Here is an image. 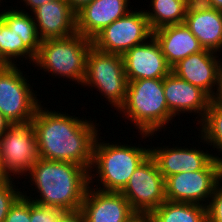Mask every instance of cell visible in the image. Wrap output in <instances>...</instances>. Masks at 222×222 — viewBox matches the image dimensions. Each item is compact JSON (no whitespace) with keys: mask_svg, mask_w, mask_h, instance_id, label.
<instances>
[{"mask_svg":"<svg viewBox=\"0 0 222 222\" xmlns=\"http://www.w3.org/2000/svg\"><path fill=\"white\" fill-rule=\"evenodd\" d=\"M216 52L203 49L180 60L171 68L178 78L203 90L212 100L217 99L219 88V59ZM215 55V56H214ZM217 88L216 93L213 87ZM215 94V95H214Z\"/></svg>","mask_w":222,"mask_h":222,"instance_id":"obj_13","label":"cell"},{"mask_svg":"<svg viewBox=\"0 0 222 222\" xmlns=\"http://www.w3.org/2000/svg\"><path fill=\"white\" fill-rule=\"evenodd\" d=\"M152 11L146 12L149 26L152 31L167 25L182 24L185 22L188 0H151Z\"/></svg>","mask_w":222,"mask_h":222,"instance_id":"obj_22","label":"cell"},{"mask_svg":"<svg viewBox=\"0 0 222 222\" xmlns=\"http://www.w3.org/2000/svg\"><path fill=\"white\" fill-rule=\"evenodd\" d=\"M220 185L219 183L215 188L210 202L206 203L207 222H222V186Z\"/></svg>","mask_w":222,"mask_h":222,"instance_id":"obj_29","label":"cell"},{"mask_svg":"<svg viewBox=\"0 0 222 222\" xmlns=\"http://www.w3.org/2000/svg\"><path fill=\"white\" fill-rule=\"evenodd\" d=\"M81 211L85 222H129L137 214L121 192H107L89 186Z\"/></svg>","mask_w":222,"mask_h":222,"instance_id":"obj_14","label":"cell"},{"mask_svg":"<svg viewBox=\"0 0 222 222\" xmlns=\"http://www.w3.org/2000/svg\"><path fill=\"white\" fill-rule=\"evenodd\" d=\"M10 122L0 113V136L10 127Z\"/></svg>","mask_w":222,"mask_h":222,"instance_id":"obj_34","label":"cell"},{"mask_svg":"<svg viewBox=\"0 0 222 222\" xmlns=\"http://www.w3.org/2000/svg\"><path fill=\"white\" fill-rule=\"evenodd\" d=\"M203 4L209 8L222 11V0H204Z\"/></svg>","mask_w":222,"mask_h":222,"instance_id":"obj_33","label":"cell"},{"mask_svg":"<svg viewBox=\"0 0 222 222\" xmlns=\"http://www.w3.org/2000/svg\"><path fill=\"white\" fill-rule=\"evenodd\" d=\"M164 79L129 81L126 98L119 108L143 137L156 134L168 121L174 119L164 96Z\"/></svg>","mask_w":222,"mask_h":222,"instance_id":"obj_3","label":"cell"},{"mask_svg":"<svg viewBox=\"0 0 222 222\" xmlns=\"http://www.w3.org/2000/svg\"><path fill=\"white\" fill-rule=\"evenodd\" d=\"M58 222H85V217L81 210L64 212Z\"/></svg>","mask_w":222,"mask_h":222,"instance_id":"obj_30","label":"cell"},{"mask_svg":"<svg viewBox=\"0 0 222 222\" xmlns=\"http://www.w3.org/2000/svg\"><path fill=\"white\" fill-rule=\"evenodd\" d=\"M26 6H30V11L35 10L37 7L43 5L44 3L52 2L54 0H23Z\"/></svg>","mask_w":222,"mask_h":222,"instance_id":"obj_32","label":"cell"},{"mask_svg":"<svg viewBox=\"0 0 222 222\" xmlns=\"http://www.w3.org/2000/svg\"><path fill=\"white\" fill-rule=\"evenodd\" d=\"M122 57L128 82L138 79H164L171 72V67L154 36L150 37L147 43L127 50Z\"/></svg>","mask_w":222,"mask_h":222,"instance_id":"obj_12","label":"cell"},{"mask_svg":"<svg viewBox=\"0 0 222 222\" xmlns=\"http://www.w3.org/2000/svg\"><path fill=\"white\" fill-rule=\"evenodd\" d=\"M65 1L75 12H78L83 6L89 4L93 0H65Z\"/></svg>","mask_w":222,"mask_h":222,"instance_id":"obj_31","label":"cell"},{"mask_svg":"<svg viewBox=\"0 0 222 222\" xmlns=\"http://www.w3.org/2000/svg\"><path fill=\"white\" fill-rule=\"evenodd\" d=\"M12 183L13 181L11 179H5L0 183V222H4L10 207L23 194L14 188L15 185Z\"/></svg>","mask_w":222,"mask_h":222,"instance_id":"obj_26","label":"cell"},{"mask_svg":"<svg viewBox=\"0 0 222 222\" xmlns=\"http://www.w3.org/2000/svg\"><path fill=\"white\" fill-rule=\"evenodd\" d=\"M149 216L152 222H207L206 206L168 200Z\"/></svg>","mask_w":222,"mask_h":222,"instance_id":"obj_21","label":"cell"},{"mask_svg":"<svg viewBox=\"0 0 222 222\" xmlns=\"http://www.w3.org/2000/svg\"><path fill=\"white\" fill-rule=\"evenodd\" d=\"M33 14L41 40L66 38L76 33V12L65 0L44 3Z\"/></svg>","mask_w":222,"mask_h":222,"instance_id":"obj_17","label":"cell"},{"mask_svg":"<svg viewBox=\"0 0 222 222\" xmlns=\"http://www.w3.org/2000/svg\"><path fill=\"white\" fill-rule=\"evenodd\" d=\"M121 193L138 215H150L167 200L165 179L151 156L135 170Z\"/></svg>","mask_w":222,"mask_h":222,"instance_id":"obj_9","label":"cell"},{"mask_svg":"<svg viewBox=\"0 0 222 222\" xmlns=\"http://www.w3.org/2000/svg\"><path fill=\"white\" fill-rule=\"evenodd\" d=\"M164 96L171 115L185 112L199 113L201 123L208 110L211 98L200 88L178 78L170 72L163 81Z\"/></svg>","mask_w":222,"mask_h":222,"instance_id":"obj_15","label":"cell"},{"mask_svg":"<svg viewBox=\"0 0 222 222\" xmlns=\"http://www.w3.org/2000/svg\"><path fill=\"white\" fill-rule=\"evenodd\" d=\"M29 58L35 60V56L24 46L22 39L0 19V60L5 65H16V58ZM14 60V61H13ZM13 61V62H12Z\"/></svg>","mask_w":222,"mask_h":222,"instance_id":"obj_24","label":"cell"},{"mask_svg":"<svg viewBox=\"0 0 222 222\" xmlns=\"http://www.w3.org/2000/svg\"><path fill=\"white\" fill-rule=\"evenodd\" d=\"M4 222H30V199L21 195L10 207Z\"/></svg>","mask_w":222,"mask_h":222,"instance_id":"obj_28","label":"cell"},{"mask_svg":"<svg viewBox=\"0 0 222 222\" xmlns=\"http://www.w3.org/2000/svg\"><path fill=\"white\" fill-rule=\"evenodd\" d=\"M83 85L96 87L119 111L125 101L128 86L123 57L100 51L92 45L87 54Z\"/></svg>","mask_w":222,"mask_h":222,"instance_id":"obj_6","label":"cell"},{"mask_svg":"<svg viewBox=\"0 0 222 222\" xmlns=\"http://www.w3.org/2000/svg\"><path fill=\"white\" fill-rule=\"evenodd\" d=\"M92 40L75 33L66 38L42 40L34 64L54 76L66 77L83 84L86 59Z\"/></svg>","mask_w":222,"mask_h":222,"instance_id":"obj_5","label":"cell"},{"mask_svg":"<svg viewBox=\"0 0 222 222\" xmlns=\"http://www.w3.org/2000/svg\"><path fill=\"white\" fill-rule=\"evenodd\" d=\"M150 156L155 160L164 179L169 176L202 170L214 157L210 153L194 148H151Z\"/></svg>","mask_w":222,"mask_h":222,"instance_id":"obj_19","label":"cell"},{"mask_svg":"<svg viewBox=\"0 0 222 222\" xmlns=\"http://www.w3.org/2000/svg\"><path fill=\"white\" fill-rule=\"evenodd\" d=\"M153 36L143 11H131L114 21L93 39L92 45L103 52L123 55L134 46L143 44Z\"/></svg>","mask_w":222,"mask_h":222,"instance_id":"obj_11","label":"cell"},{"mask_svg":"<svg viewBox=\"0 0 222 222\" xmlns=\"http://www.w3.org/2000/svg\"><path fill=\"white\" fill-rule=\"evenodd\" d=\"M188 2L191 3H203L204 0H188Z\"/></svg>","mask_w":222,"mask_h":222,"instance_id":"obj_38","label":"cell"},{"mask_svg":"<svg viewBox=\"0 0 222 222\" xmlns=\"http://www.w3.org/2000/svg\"><path fill=\"white\" fill-rule=\"evenodd\" d=\"M201 122V140L208 142V145H213V148L222 152V103L219 100H211Z\"/></svg>","mask_w":222,"mask_h":222,"instance_id":"obj_25","label":"cell"},{"mask_svg":"<svg viewBox=\"0 0 222 222\" xmlns=\"http://www.w3.org/2000/svg\"><path fill=\"white\" fill-rule=\"evenodd\" d=\"M217 100H219L222 103V92L217 93Z\"/></svg>","mask_w":222,"mask_h":222,"instance_id":"obj_39","label":"cell"},{"mask_svg":"<svg viewBox=\"0 0 222 222\" xmlns=\"http://www.w3.org/2000/svg\"><path fill=\"white\" fill-rule=\"evenodd\" d=\"M218 92H222V62L219 64V88Z\"/></svg>","mask_w":222,"mask_h":222,"instance_id":"obj_36","label":"cell"},{"mask_svg":"<svg viewBox=\"0 0 222 222\" xmlns=\"http://www.w3.org/2000/svg\"><path fill=\"white\" fill-rule=\"evenodd\" d=\"M129 0H93L76 12V33L92 40L108 25L127 15ZM128 8V9H127Z\"/></svg>","mask_w":222,"mask_h":222,"instance_id":"obj_16","label":"cell"},{"mask_svg":"<svg viewBox=\"0 0 222 222\" xmlns=\"http://www.w3.org/2000/svg\"><path fill=\"white\" fill-rule=\"evenodd\" d=\"M5 66V64L0 60V70Z\"/></svg>","mask_w":222,"mask_h":222,"instance_id":"obj_41","label":"cell"},{"mask_svg":"<svg viewBox=\"0 0 222 222\" xmlns=\"http://www.w3.org/2000/svg\"><path fill=\"white\" fill-rule=\"evenodd\" d=\"M38 106L32 119L41 159L70 162L91 171L93 146L98 135L93 121L51 112ZM92 122V123H91Z\"/></svg>","mask_w":222,"mask_h":222,"instance_id":"obj_1","label":"cell"},{"mask_svg":"<svg viewBox=\"0 0 222 222\" xmlns=\"http://www.w3.org/2000/svg\"><path fill=\"white\" fill-rule=\"evenodd\" d=\"M221 180L220 162L213 158L202 170L167 177L165 179L166 199L171 202L206 206V203L201 202L209 201Z\"/></svg>","mask_w":222,"mask_h":222,"instance_id":"obj_10","label":"cell"},{"mask_svg":"<svg viewBox=\"0 0 222 222\" xmlns=\"http://www.w3.org/2000/svg\"><path fill=\"white\" fill-rule=\"evenodd\" d=\"M39 159L32 121L11 124L0 136V172L6 179L29 172Z\"/></svg>","mask_w":222,"mask_h":222,"instance_id":"obj_7","label":"cell"},{"mask_svg":"<svg viewBox=\"0 0 222 222\" xmlns=\"http://www.w3.org/2000/svg\"><path fill=\"white\" fill-rule=\"evenodd\" d=\"M129 222H152L149 215H136Z\"/></svg>","mask_w":222,"mask_h":222,"instance_id":"obj_35","label":"cell"},{"mask_svg":"<svg viewBox=\"0 0 222 222\" xmlns=\"http://www.w3.org/2000/svg\"><path fill=\"white\" fill-rule=\"evenodd\" d=\"M64 211L44 206L30 200V222H58Z\"/></svg>","mask_w":222,"mask_h":222,"instance_id":"obj_27","label":"cell"},{"mask_svg":"<svg viewBox=\"0 0 222 222\" xmlns=\"http://www.w3.org/2000/svg\"><path fill=\"white\" fill-rule=\"evenodd\" d=\"M98 137L94 142L91 164L97 173L92 176L89 172V180L93 182L96 175L102 185L97 189L121 192L135 170L150 156V148L104 143Z\"/></svg>","mask_w":222,"mask_h":222,"instance_id":"obj_4","label":"cell"},{"mask_svg":"<svg viewBox=\"0 0 222 222\" xmlns=\"http://www.w3.org/2000/svg\"><path fill=\"white\" fill-rule=\"evenodd\" d=\"M30 86L16 65H5L0 70V113L10 124L32 121L39 100Z\"/></svg>","mask_w":222,"mask_h":222,"instance_id":"obj_8","label":"cell"},{"mask_svg":"<svg viewBox=\"0 0 222 222\" xmlns=\"http://www.w3.org/2000/svg\"><path fill=\"white\" fill-rule=\"evenodd\" d=\"M6 178L0 172V183H2Z\"/></svg>","mask_w":222,"mask_h":222,"instance_id":"obj_40","label":"cell"},{"mask_svg":"<svg viewBox=\"0 0 222 222\" xmlns=\"http://www.w3.org/2000/svg\"><path fill=\"white\" fill-rule=\"evenodd\" d=\"M38 189L40 199L22 194L44 206L62 209L64 212L81 210L89 184V170L70 162L39 159L28 172Z\"/></svg>","mask_w":222,"mask_h":222,"instance_id":"obj_2","label":"cell"},{"mask_svg":"<svg viewBox=\"0 0 222 222\" xmlns=\"http://www.w3.org/2000/svg\"><path fill=\"white\" fill-rule=\"evenodd\" d=\"M184 24L203 49L216 53L222 49V11L209 8L203 3H191Z\"/></svg>","mask_w":222,"mask_h":222,"instance_id":"obj_18","label":"cell"},{"mask_svg":"<svg viewBox=\"0 0 222 222\" xmlns=\"http://www.w3.org/2000/svg\"><path fill=\"white\" fill-rule=\"evenodd\" d=\"M0 19L14 31L23 41L24 46L34 55L38 54L41 39L38 35L34 17L23 10H4L0 13Z\"/></svg>","mask_w":222,"mask_h":222,"instance_id":"obj_23","label":"cell"},{"mask_svg":"<svg viewBox=\"0 0 222 222\" xmlns=\"http://www.w3.org/2000/svg\"><path fill=\"white\" fill-rule=\"evenodd\" d=\"M153 36L171 68L187 56L203 50L199 40L184 23L158 28L153 31Z\"/></svg>","mask_w":222,"mask_h":222,"instance_id":"obj_20","label":"cell"},{"mask_svg":"<svg viewBox=\"0 0 222 222\" xmlns=\"http://www.w3.org/2000/svg\"><path fill=\"white\" fill-rule=\"evenodd\" d=\"M216 160H218L220 162V166H221V179H222V158L221 157H217L216 155L213 156Z\"/></svg>","mask_w":222,"mask_h":222,"instance_id":"obj_37","label":"cell"}]
</instances>
